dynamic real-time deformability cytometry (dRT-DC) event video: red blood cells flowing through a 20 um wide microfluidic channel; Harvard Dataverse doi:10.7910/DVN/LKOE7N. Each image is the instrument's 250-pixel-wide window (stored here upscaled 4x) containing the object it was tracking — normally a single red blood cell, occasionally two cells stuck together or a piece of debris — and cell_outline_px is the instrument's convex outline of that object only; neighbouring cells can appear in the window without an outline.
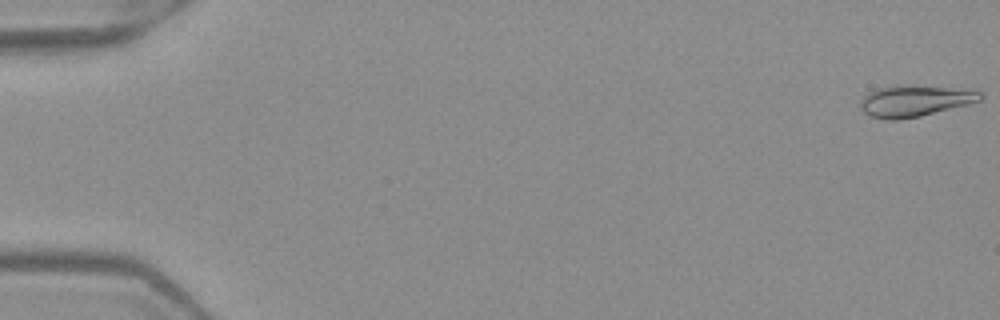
{"species": "Egyptian fruit bat (a non-hibernating species)", "species_latin": "Rousettus aegyptiacus", "temperature_condition": "warm", "stored_images_in_passage": 52, "camera_frame_rate_fps": 3000, "um_per_image_px": 0.085, "frame": {"image": 1, "passage_image": 1, "time_ms": 0.0, "image_size_px": [1000, 320], "cell_outline_px": [[984, 96], [980, 100], [968, 104], [920, 116], [896, 120], [884, 120], [872, 116], [864, 112], [860, 108], [860, 100], [868, 92], [876, 88], [944, 88], [980, 92]], "centroid_in_image_um": [77.68, 8.64], "position_along_channel_um": 7.3, "area_um2": 20.58}}
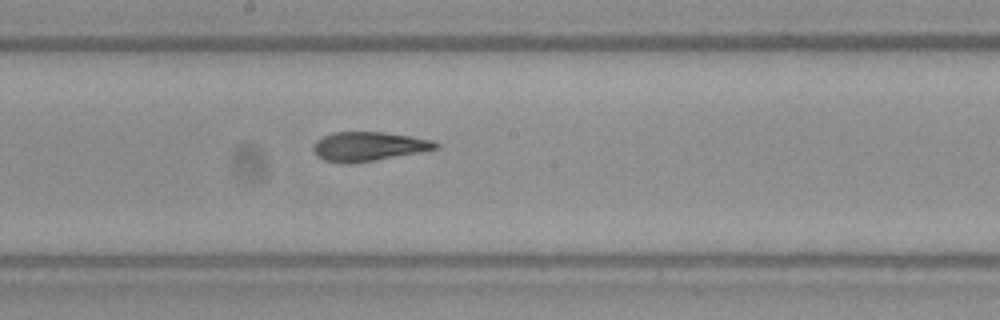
{"frame": {"image": 2, "passage_image": 29, "time_ms": 9.333, "image_size_px": [1000, 320], "cell_outline_px": [[440, 148], [372, 160], [348, 164], [344, 164], [324, 160], [316, 156], [312, 148], [312, 144], [316, 140], [332, 132], [384, 132], [412, 136], [436, 140], [440, 144]], "centroid_in_image_um": [31.31, 12.43], "position_along_channel_um": 216.9, "area_um2": 20.87}}
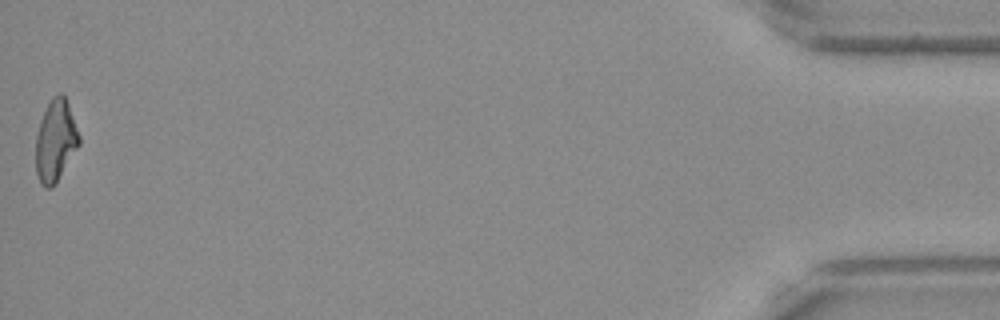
{"frame": {"image": 3, "passage_image": 52, "time_ms": 17.0, "image_size_px": [1000, 320], "cell_outline_px": [[80, 144], [56, 184], [52, 188], [44, 188], [40, 184], [36, 172], [36, 136], [40, 120], [52, 96], [60, 92], [64, 96], [68, 104], [80, 136]], "centroid_in_image_um": [4.72, 12.0], "position_along_channel_um": 430.5, "area_um2": 20.69}, "authors_computed_cell_mechanics": {"area_um2": 20.8658, "velocity_mm_per_s": 3.9916, "shape_relaxation_time_tau1_ms": null, "shape_relaxation_time_tau2_ms": 1.7437, "deformation_change_tau1": null, "deformation_change_tau2": 0.1058}}